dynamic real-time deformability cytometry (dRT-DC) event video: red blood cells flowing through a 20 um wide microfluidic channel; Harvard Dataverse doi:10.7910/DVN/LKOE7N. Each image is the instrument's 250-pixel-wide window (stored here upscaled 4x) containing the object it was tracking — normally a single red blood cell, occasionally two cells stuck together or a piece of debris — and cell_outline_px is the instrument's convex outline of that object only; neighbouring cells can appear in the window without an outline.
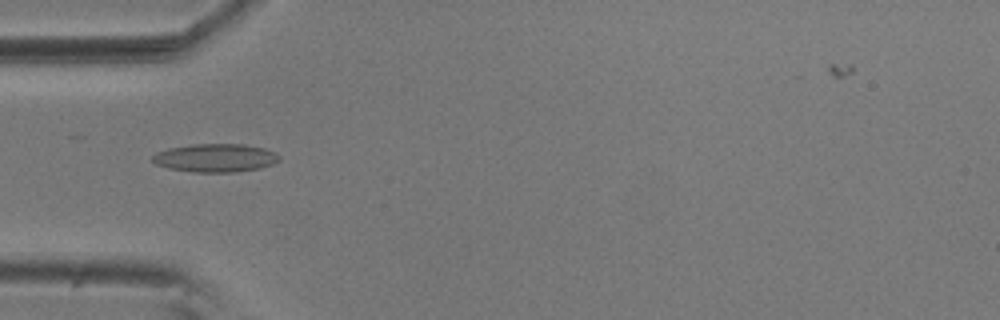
{"species": "common noctule bat (a hibernating species)", "species_latin": "Nyctalus noctula", "temperature_condition": "room temperature", "stored_images_in_passage": 6, "camera_frame_rate_fps": 3000, "um_per_image_px": 0.085, "animal": {"sex": "male", "body_mass_g": 20.5, "forearm_length_mm": 52.5}, "frame": {"image": 1, "passage_image": 2, "time_ms": 0.333, "image_size_px": [1000, 320], "cell_outline_px": [[280, 160], [272, 164], [260, 168], [232, 172], [192, 172], [168, 168], [156, 164], [152, 160], [152, 156], [156, 152], [168, 148], [192, 144], [244, 144], [264, 148], [276, 152], [280, 156]], "centroid_in_image_um": [18.31, 13.41], "position_along_channel_um": 66.7, "area_um2": 20.98}}
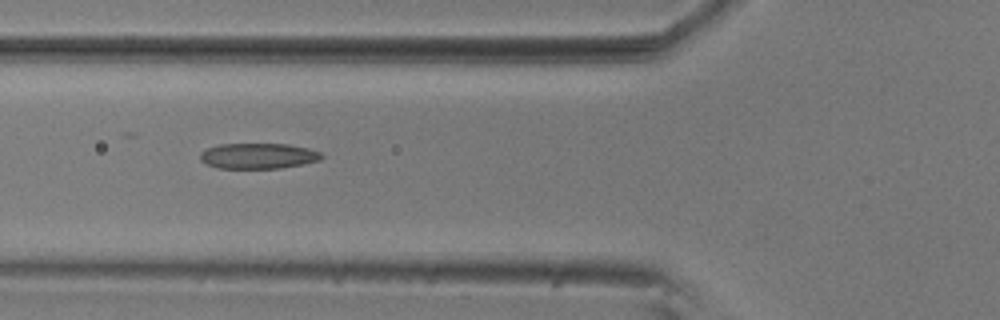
{"frame": {"image": 2, "passage_image": 5, "time_ms": 1.333, "image_size_px": [1000, 320], "cell_outline_px": [[324, 156], [320, 160], [304, 164], [280, 168], [216, 168], [200, 160], [200, 152], [208, 148], [220, 144], [288, 144], [308, 148], [320, 152]], "centroid_in_image_um": [21.96, 13.25], "position_along_channel_um": 103.8, "area_um2": 18.09}}